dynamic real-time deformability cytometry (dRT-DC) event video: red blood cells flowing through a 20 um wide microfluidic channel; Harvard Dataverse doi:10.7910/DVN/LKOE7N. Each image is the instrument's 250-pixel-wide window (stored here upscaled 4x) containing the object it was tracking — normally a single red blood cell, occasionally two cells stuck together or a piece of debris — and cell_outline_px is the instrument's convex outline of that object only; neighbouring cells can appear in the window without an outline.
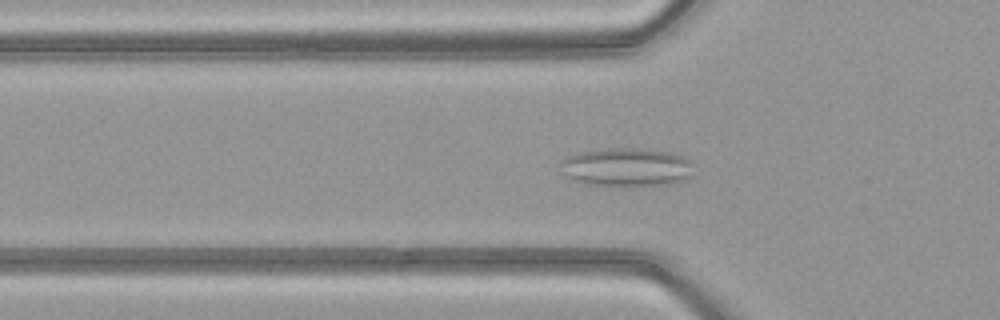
{"species": "common noctule bat (a hibernating species)", "species_latin": "Nyctalus noctula", "temperature_condition": "warm", "stored_images_in_passage": 42, "camera_frame_rate_fps": 3000, "um_per_image_px": 0.085, "animal": {"sex": "female", "body_mass_g": 21.9}, "frame": {"image": 1, "passage_image": 9, "time_ms": 2.667, "image_size_px": [1000, 320], "cell_outline_px": [[692, 176], [688, 180], [672, 184], [632, 188], [588, 184], [572, 180], [568, 176], [560, 164], [560, 160], [568, 156], [580, 152], [612, 148], [640, 148], [672, 152], [684, 156], [692, 160]], "centroid_in_image_um": [53.36, 14.24], "position_along_channel_um": 72.4, "area_um2": 30.81}}
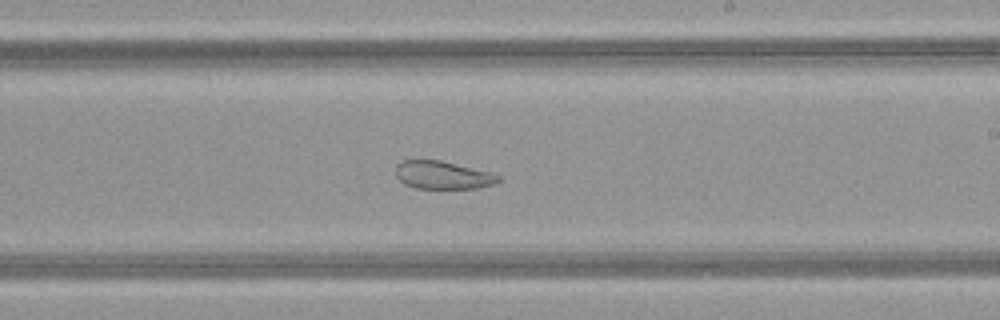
{"frame": {"image": 2, "passage_image": 22, "time_ms": 7.0, "image_size_px": [1000, 320], "cell_outline_px": [[500, 180], [492, 184], [476, 188], [416, 188], [404, 184], [396, 176], [396, 164], [400, 160], [440, 160], [492, 172], [500, 176]], "centroid_in_image_um": [37.61, 14.87], "position_along_channel_um": 251.4, "area_um2": 16.7}}
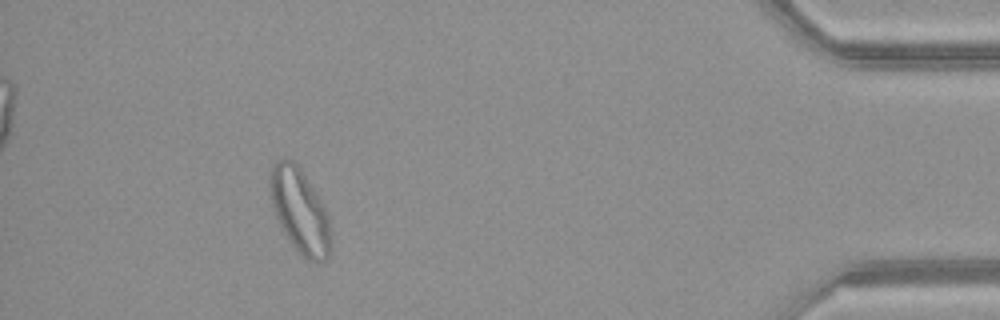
{"frame": {"image": 3, "passage_image": 38, "time_ms": 12.333, "image_size_px": [1000, 320], "cell_outline_px": [[332, 252], [328, 260], [320, 264], [316, 264], [300, 256], [284, 232], [276, 216], [272, 204], [268, 188], [268, 184], [272, 168], [276, 160], [292, 160], [300, 168], [316, 192], [328, 212], [332, 236]], "centroid_in_image_um": [25.54, 18.01], "position_along_channel_um": 409.7, "area_um2": 30.52}, "authors_computed_cell_mechanics": {"area_um2": 25.143, "velocity_mm_per_s": 4.1071, "shape_relaxation_time_tau1_ms": null, "shape_relaxation_time_tau2_ms": 1.7119, "deformation_change_tau1": null, "deformation_change_tau2": 0.084}}